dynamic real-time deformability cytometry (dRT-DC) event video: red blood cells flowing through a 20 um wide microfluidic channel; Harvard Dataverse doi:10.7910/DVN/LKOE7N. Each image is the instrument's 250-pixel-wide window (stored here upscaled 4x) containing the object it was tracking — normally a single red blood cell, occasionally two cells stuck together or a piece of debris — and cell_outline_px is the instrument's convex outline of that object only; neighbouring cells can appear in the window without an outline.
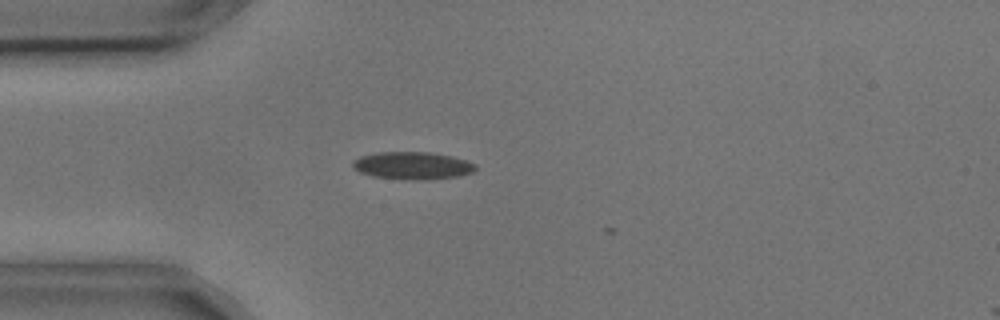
{"species": "common noctule bat (a hibernating species)", "species_latin": "Nyctalus noctula", "temperature_condition": "cold", "stored_images_in_passage": 3, "camera_frame_rate_fps": 3000, "um_per_image_px": 0.085, "animal": {"sex": "male", "body_mass_g": 17.9, "forearm_length_mm": 54.2}, "frame": {"image": 1, "passage_image": 1, "time_ms": 0.0, "image_size_px": [1000, 320], "cell_outline_px": [[476, 168], [472, 172], [460, 176], [428, 180], [412, 180], [372, 176], [360, 172], [352, 168], [352, 160], [360, 156], [376, 152], [428, 152], [452, 156], [476, 164]], "centroid_in_image_um": [35.03, 14.08], "position_along_channel_um": 50.0, "area_um2": 19.83}}